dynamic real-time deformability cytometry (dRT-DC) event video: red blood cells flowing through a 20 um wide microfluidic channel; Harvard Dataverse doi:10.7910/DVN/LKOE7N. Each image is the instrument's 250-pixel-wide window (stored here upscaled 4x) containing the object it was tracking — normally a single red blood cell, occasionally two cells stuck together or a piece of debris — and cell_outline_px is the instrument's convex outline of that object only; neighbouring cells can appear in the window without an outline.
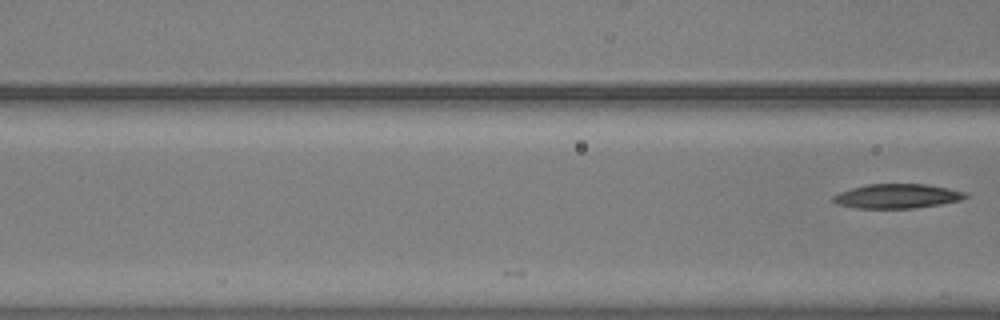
{"species": "common noctule bat (a hibernating species)", "species_latin": "Nyctalus noctula", "temperature_condition": "warm", "stored_images_in_passage": 5, "camera_frame_rate_fps": 3000, "um_per_image_px": 0.085, "animal": {"sex": "male", "body_mass_g": 20.5, "forearm_length_mm": 52.5}, "frame": {"image": 1, "passage_image": 5, "time_ms": 1.333, "image_size_px": [1000, 320], "cell_outline_px": [[968, 196], [960, 200], [940, 204], [916, 208], [856, 208], [836, 204], [832, 200], [832, 196], [840, 192], [852, 188], [868, 184], [924, 184], [948, 188], [968, 192]], "centroid_in_image_um": [76.25, 16.67], "position_along_channel_um": 90.3, "area_um2": 18.79}}